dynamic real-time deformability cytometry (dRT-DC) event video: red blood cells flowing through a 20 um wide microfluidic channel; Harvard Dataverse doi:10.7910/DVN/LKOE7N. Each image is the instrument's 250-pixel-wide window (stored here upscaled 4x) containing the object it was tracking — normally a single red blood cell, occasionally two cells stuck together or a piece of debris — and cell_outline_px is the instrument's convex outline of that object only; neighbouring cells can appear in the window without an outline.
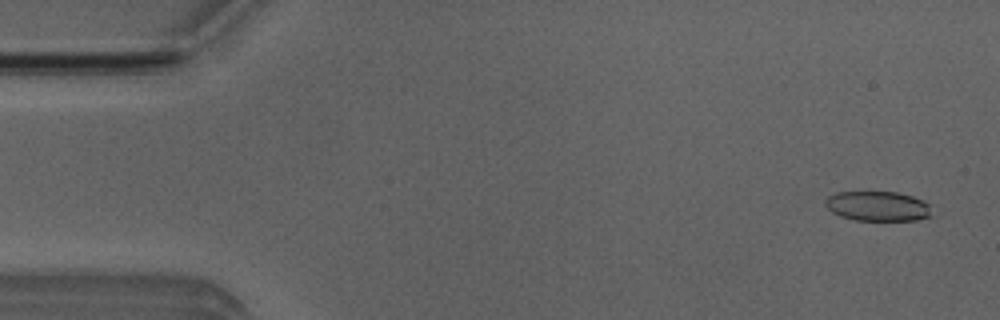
{"species": "Egyptian fruit bat (a non-hibernating species)", "species_latin": "Rousettus aegyptiacus", "temperature_condition": "room temperature", "stored_images_in_passage": 51, "camera_frame_rate_fps": 3000, "um_per_image_px": 0.085, "animal": {"sex": "male"}, "frame": {"image": 1, "passage_image": 3, "time_ms": 0.667, "image_size_px": [1000, 320], "cell_outline_px": [[932, 216], [916, 220], [856, 220], [840, 216], [832, 212], [824, 204], [824, 200], [828, 196], [836, 192], [896, 192], [912, 196], [924, 200], [928, 204]], "centroid_in_image_um": [74.59, 17.52], "position_along_channel_um": 10.4, "area_um2": 18.5}}
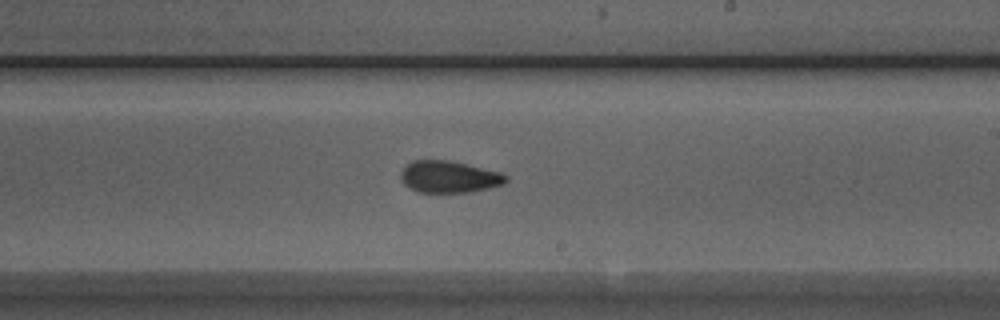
{"frame": {"image": 2, "passage_image": 30, "time_ms": 9.667, "image_size_px": [1000, 320], "cell_outline_px": [[508, 180], [504, 184], [472, 192], [420, 192], [404, 184], [400, 180], [400, 172], [412, 160], [448, 160], [500, 172], [508, 176]], "centroid_in_image_um": [38.17, 15.03], "position_along_channel_um": 250.8, "area_um2": 19.42}}
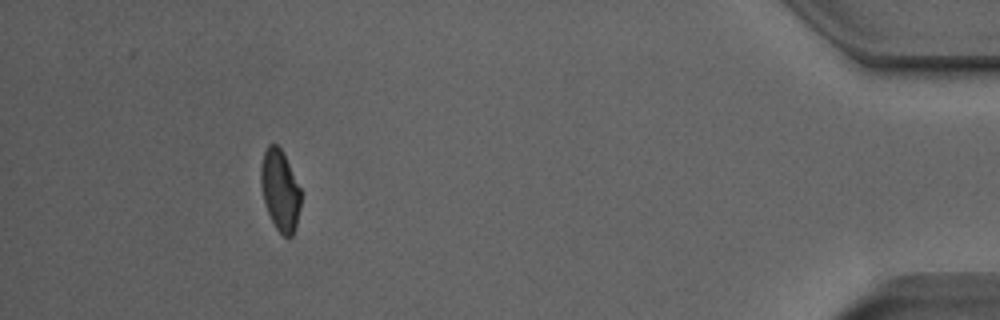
{"frame": {"image": 3, "passage_image": 47, "time_ms": 15.333, "image_size_px": [1000, 320], "cell_outline_px": [[300, 208], [296, 228], [292, 236], [288, 240], [276, 228], [268, 212], [264, 200], [260, 184], [260, 168], [264, 152], [268, 144], [276, 144], [280, 148], [300, 188]], "centroid_in_image_um": [23.8, 16.21], "position_along_channel_um": 411.4, "area_um2": 18.67}, "authors_computed_cell_mechanics": {"area_um2": 19.5942, "velocity_mm_per_s": 4.004, "shape_relaxation_time_tau1_ms": 10.9396, "shape_relaxation_time_tau2_ms": 2.6873, "deformation_change_tau1": 0.2197, "deformation_change_tau2": 0.0768}}